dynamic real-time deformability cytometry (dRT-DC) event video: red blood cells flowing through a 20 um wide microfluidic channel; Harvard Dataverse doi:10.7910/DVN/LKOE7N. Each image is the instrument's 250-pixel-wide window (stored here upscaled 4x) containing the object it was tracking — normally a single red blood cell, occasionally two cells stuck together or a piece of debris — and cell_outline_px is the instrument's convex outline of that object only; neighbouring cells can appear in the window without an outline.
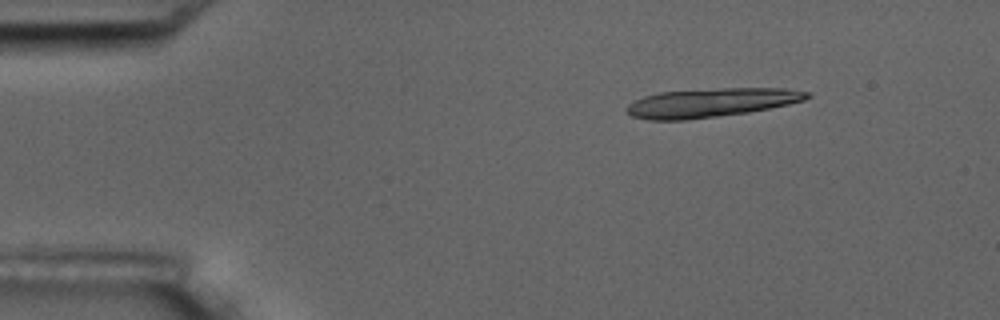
{"species": "common noctule bat (a hibernating species)", "species_latin": "Nyctalus noctula", "temperature_condition": "room temperature", "stored_images_in_passage": 5, "camera_frame_rate_fps": 3000, "um_per_image_px": 0.085, "animal": {"sex": "male", "body_mass_g": 17.5, "forearm_length_mm": 52.3}, "frame": {"image": 1, "passage_image": 3, "time_ms": 2.333, "image_size_px": [1000, 320], "cell_outline_px": [[812, 96], [804, 100], [788, 104], [748, 112], [684, 120], [648, 120], [632, 116], [624, 112], [624, 108], [632, 100], [644, 96], [660, 92], [720, 88], [784, 88], [812, 92]], "centroid_in_image_um": [60.4, 8.72], "position_along_channel_um": 24.6, "area_um2": 30.46}}